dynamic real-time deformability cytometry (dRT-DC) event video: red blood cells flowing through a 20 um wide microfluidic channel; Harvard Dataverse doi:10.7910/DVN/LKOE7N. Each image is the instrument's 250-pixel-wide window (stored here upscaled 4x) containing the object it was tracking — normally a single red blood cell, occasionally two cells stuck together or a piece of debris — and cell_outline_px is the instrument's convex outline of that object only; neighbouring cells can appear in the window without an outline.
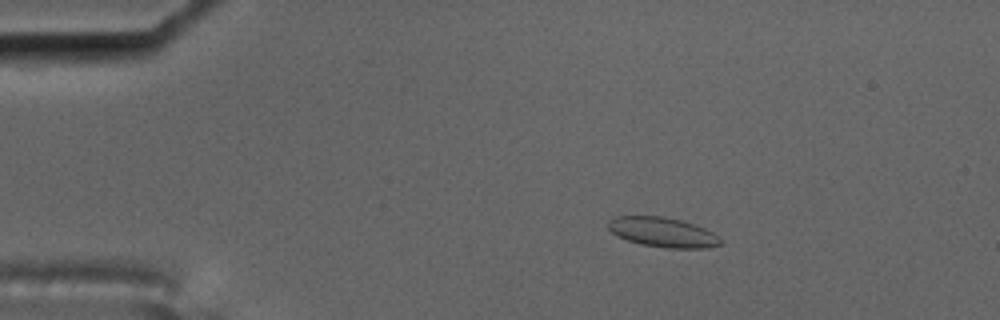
{"species": "common noctule bat (a hibernating species)", "species_latin": "Nyctalus noctula", "temperature_condition": "cold", "stored_images_in_passage": 4, "camera_frame_rate_fps": 3000, "um_per_image_px": 0.085, "animal": {"sex": "male", "body_mass_g": 17.5, "forearm_length_mm": 52.3}, "frame": {"image": 1, "passage_image": 2, "time_ms": 0.333, "image_size_px": [1000, 320], "cell_outline_px": [[720, 244], [708, 248], [664, 248], [640, 244], [616, 236], [608, 228], [608, 220], [616, 216], [664, 216], [696, 224], [720, 236]], "centroid_in_image_um": [56.32, 19.74], "position_along_channel_um": 28.7, "area_um2": 19.59}}